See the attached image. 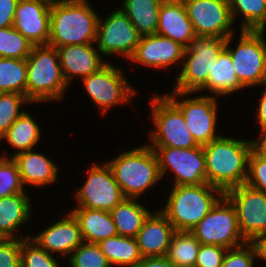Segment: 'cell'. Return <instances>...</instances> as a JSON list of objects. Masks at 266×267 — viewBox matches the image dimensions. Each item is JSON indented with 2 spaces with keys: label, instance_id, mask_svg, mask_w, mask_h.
Wrapping results in <instances>:
<instances>
[{
  "label": "cell",
  "instance_id": "cell-1",
  "mask_svg": "<svg viewBox=\"0 0 266 267\" xmlns=\"http://www.w3.org/2000/svg\"><path fill=\"white\" fill-rule=\"evenodd\" d=\"M207 183L223 193L246 182L250 141L221 137L203 145Z\"/></svg>",
  "mask_w": 266,
  "mask_h": 267
},
{
  "label": "cell",
  "instance_id": "cell-2",
  "mask_svg": "<svg viewBox=\"0 0 266 267\" xmlns=\"http://www.w3.org/2000/svg\"><path fill=\"white\" fill-rule=\"evenodd\" d=\"M99 17L87 0H52L48 45L95 43Z\"/></svg>",
  "mask_w": 266,
  "mask_h": 267
},
{
  "label": "cell",
  "instance_id": "cell-3",
  "mask_svg": "<svg viewBox=\"0 0 266 267\" xmlns=\"http://www.w3.org/2000/svg\"><path fill=\"white\" fill-rule=\"evenodd\" d=\"M26 61L28 100L41 102L61 99L68 84L63 76L57 49L49 45L33 46Z\"/></svg>",
  "mask_w": 266,
  "mask_h": 267
},
{
  "label": "cell",
  "instance_id": "cell-4",
  "mask_svg": "<svg viewBox=\"0 0 266 267\" xmlns=\"http://www.w3.org/2000/svg\"><path fill=\"white\" fill-rule=\"evenodd\" d=\"M224 193L208 183L201 185L173 186L168 202L161 212L173 225L175 231H189L210 212L219 200L213 193Z\"/></svg>",
  "mask_w": 266,
  "mask_h": 267
},
{
  "label": "cell",
  "instance_id": "cell-5",
  "mask_svg": "<svg viewBox=\"0 0 266 267\" xmlns=\"http://www.w3.org/2000/svg\"><path fill=\"white\" fill-rule=\"evenodd\" d=\"M126 198H137L161 178L158 160L150 146L124 152L107 163Z\"/></svg>",
  "mask_w": 266,
  "mask_h": 267
},
{
  "label": "cell",
  "instance_id": "cell-6",
  "mask_svg": "<svg viewBox=\"0 0 266 267\" xmlns=\"http://www.w3.org/2000/svg\"><path fill=\"white\" fill-rule=\"evenodd\" d=\"M225 45L226 39L196 36L185 49L183 60L186 61L177 78L174 91L182 93L199 91L207 83L213 63Z\"/></svg>",
  "mask_w": 266,
  "mask_h": 267
},
{
  "label": "cell",
  "instance_id": "cell-7",
  "mask_svg": "<svg viewBox=\"0 0 266 267\" xmlns=\"http://www.w3.org/2000/svg\"><path fill=\"white\" fill-rule=\"evenodd\" d=\"M264 30H241L237 49H230L232 35L226 39L225 48L231 55L233 68L244 87L266 84V41Z\"/></svg>",
  "mask_w": 266,
  "mask_h": 267
},
{
  "label": "cell",
  "instance_id": "cell-8",
  "mask_svg": "<svg viewBox=\"0 0 266 267\" xmlns=\"http://www.w3.org/2000/svg\"><path fill=\"white\" fill-rule=\"evenodd\" d=\"M191 233L200 244L217 245L230 250L247 242L240 232L236 210L225 195L219 198Z\"/></svg>",
  "mask_w": 266,
  "mask_h": 267
},
{
  "label": "cell",
  "instance_id": "cell-9",
  "mask_svg": "<svg viewBox=\"0 0 266 267\" xmlns=\"http://www.w3.org/2000/svg\"><path fill=\"white\" fill-rule=\"evenodd\" d=\"M156 132L150 136V147L191 148L199 146L186 126L181 110L166 96H155L150 101Z\"/></svg>",
  "mask_w": 266,
  "mask_h": 267
},
{
  "label": "cell",
  "instance_id": "cell-10",
  "mask_svg": "<svg viewBox=\"0 0 266 267\" xmlns=\"http://www.w3.org/2000/svg\"><path fill=\"white\" fill-rule=\"evenodd\" d=\"M158 160L161 178L170 167L175 174V186L207 183L203 146L191 148L151 147ZM159 150V151H158Z\"/></svg>",
  "mask_w": 266,
  "mask_h": 267
},
{
  "label": "cell",
  "instance_id": "cell-11",
  "mask_svg": "<svg viewBox=\"0 0 266 267\" xmlns=\"http://www.w3.org/2000/svg\"><path fill=\"white\" fill-rule=\"evenodd\" d=\"M234 206L243 238L251 242L266 233V194L246 183L224 193Z\"/></svg>",
  "mask_w": 266,
  "mask_h": 267
},
{
  "label": "cell",
  "instance_id": "cell-12",
  "mask_svg": "<svg viewBox=\"0 0 266 267\" xmlns=\"http://www.w3.org/2000/svg\"><path fill=\"white\" fill-rule=\"evenodd\" d=\"M88 172L85 184L76 194L79 207L110 212L126 198L107 163L94 164Z\"/></svg>",
  "mask_w": 266,
  "mask_h": 267
},
{
  "label": "cell",
  "instance_id": "cell-13",
  "mask_svg": "<svg viewBox=\"0 0 266 267\" xmlns=\"http://www.w3.org/2000/svg\"><path fill=\"white\" fill-rule=\"evenodd\" d=\"M184 4L196 36L227 39L233 35L228 0H185Z\"/></svg>",
  "mask_w": 266,
  "mask_h": 267
},
{
  "label": "cell",
  "instance_id": "cell-14",
  "mask_svg": "<svg viewBox=\"0 0 266 267\" xmlns=\"http://www.w3.org/2000/svg\"><path fill=\"white\" fill-rule=\"evenodd\" d=\"M179 95H188L173 91L166 96L181 110L185 123L198 145H206L219 136L215 134L217 121V103L213 97L199 96L196 98L177 101Z\"/></svg>",
  "mask_w": 266,
  "mask_h": 267
},
{
  "label": "cell",
  "instance_id": "cell-15",
  "mask_svg": "<svg viewBox=\"0 0 266 267\" xmlns=\"http://www.w3.org/2000/svg\"><path fill=\"white\" fill-rule=\"evenodd\" d=\"M126 80L118 68L107 63L99 71L83 78V83L93 102L103 112L116 104L129 103L132 95L137 93Z\"/></svg>",
  "mask_w": 266,
  "mask_h": 267
},
{
  "label": "cell",
  "instance_id": "cell-16",
  "mask_svg": "<svg viewBox=\"0 0 266 267\" xmlns=\"http://www.w3.org/2000/svg\"><path fill=\"white\" fill-rule=\"evenodd\" d=\"M140 37L121 9L112 12L104 22L99 18L96 41L102 55L119 53L129 59L138 46Z\"/></svg>",
  "mask_w": 266,
  "mask_h": 267
},
{
  "label": "cell",
  "instance_id": "cell-17",
  "mask_svg": "<svg viewBox=\"0 0 266 267\" xmlns=\"http://www.w3.org/2000/svg\"><path fill=\"white\" fill-rule=\"evenodd\" d=\"M51 2L52 0H19L17 3L12 27L33 46L48 45Z\"/></svg>",
  "mask_w": 266,
  "mask_h": 267
},
{
  "label": "cell",
  "instance_id": "cell-18",
  "mask_svg": "<svg viewBox=\"0 0 266 267\" xmlns=\"http://www.w3.org/2000/svg\"><path fill=\"white\" fill-rule=\"evenodd\" d=\"M185 48L176 41L159 35H143L133 55L129 58L145 66L165 68L184 57Z\"/></svg>",
  "mask_w": 266,
  "mask_h": 267
},
{
  "label": "cell",
  "instance_id": "cell-19",
  "mask_svg": "<svg viewBox=\"0 0 266 267\" xmlns=\"http://www.w3.org/2000/svg\"><path fill=\"white\" fill-rule=\"evenodd\" d=\"M63 76L69 81L76 75L82 78L99 71L107 64L100 59V51L93 48V43L55 47ZM73 76V77H72Z\"/></svg>",
  "mask_w": 266,
  "mask_h": 267
},
{
  "label": "cell",
  "instance_id": "cell-20",
  "mask_svg": "<svg viewBox=\"0 0 266 267\" xmlns=\"http://www.w3.org/2000/svg\"><path fill=\"white\" fill-rule=\"evenodd\" d=\"M31 240L50 254L52 251L64 255L72 253L84 242L80 225L71 212Z\"/></svg>",
  "mask_w": 266,
  "mask_h": 267
},
{
  "label": "cell",
  "instance_id": "cell-21",
  "mask_svg": "<svg viewBox=\"0 0 266 267\" xmlns=\"http://www.w3.org/2000/svg\"><path fill=\"white\" fill-rule=\"evenodd\" d=\"M174 232L173 225L161 211L151 213L135 237L141 256H167Z\"/></svg>",
  "mask_w": 266,
  "mask_h": 267
},
{
  "label": "cell",
  "instance_id": "cell-22",
  "mask_svg": "<svg viewBox=\"0 0 266 267\" xmlns=\"http://www.w3.org/2000/svg\"><path fill=\"white\" fill-rule=\"evenodd\" d=\"M168 37L185 49L196 37L184 3L161 4L157 33Z\"/></svg>",
  "mask_w": 266,
  "mask_h": 267
},
{
  "label": "cell",
  "instance_id": "cell-23",
  "mask_svg": "<svg viewBox=\"0 0 266 267\" xmlns=\"http://www.w3.org/2000/svg\"><path fill=\"white\" fill-rule=\"evenodd\" d=\"M12 158L17 163L23 185L44 186L56 181L58 167L42 154L28 150L17 153Z\"/></svg>",
  "mask_w": 266,
  "mask_h": 267
},
{
  "label": "cell",
  "instance_id": "cell-24",
  "mask_svg": "<svg viewBox=\"0 0 266 267\" xmlns=\"http://www.w3.org/2000/svg\"><path fill=\"white\" fill-rule=\"evenodd\" d=\"M77 219L83 240L99 243L118 235L109 211L78 207L71 212Z\"/></svg>",
  "mask_w": 266,
  "mask_h": 267
},
{
  "label": "cell",
  "instance_id": "cell-25",
  "mask_svg": "<svg viewBox=\"0 0 266 267\" xmlns=\"http://www.w3.org/2000/svg\"><path fill=\"white\" fill-rule=\"evenodd\" d=\"M30 216V203L26 193L0 198V238L21 239L13 233Z\"/></svg>",
  "mask_w": 266,
  "mask_h": 267
},
{
  "label": "cell",
  "instance_id": "cell-26",
  "mask_svg": "<svg viewBox=\"0 0 266 267\" xmlns=\"http://www.w3.org/2000/svg\"><path fill=\"white\" fill-rule=\"evenodd\" d=\"M245 88L236 76L228 50L224 48L213 63L207 83L200 89H207L218 95H227Z\"/></svg>",
  "mask_w": 266,
  "mask_h": 267
},
{
  "label": "cell",
  "instance_id": "cell-27",
  "mask_svg": "<svg viewBox=\"0 0 266 267\" xmlns=\"http://www.w3.org/2000/svg\"><path fill=\"white\" fill-rule=\"evenodd\" d=\"M161 4L159 0H124L121 10L141 36L151 35L157 33Z\"/></svg>",
  "mask_w": 266,
  "mask_h": 267
},
{
  "label": "cell",
  "instance_id": "cell-28",
  "mask_svg": "<svg viewBox=\"0 0 266 267\" xmlns=\"http://www.w3.org/2000/svg\"><path fill=\"white\" fill-rule=\"evenodd\" d=\"M110 214L118 235L135 238L151 213L134 198H125Z\"/></svg>",
  "mask_w": 266,
  "mask_h": 267
},
{
  "label": "cell",
  "instance_id": "cell-29",
  "mask_svg": "<svg viewBox=\"0 0 266 267\" xmlns=\"http://www.w3.org/2000/svg\"><path fill=\"white\" fill-rule=\"evenodd\" d=\"M97 244L111 266L134 267L143 258L134 237L116 235Z\"/></svg>",
  "mask_w": 266,
  "mask_h": 267
},
{
  "label": "cell",
  "instance_id": "cell-30",
  "mask_svg": "<svg viewBox=\"0 0 266 267\" xmlns=\"http://www.w3.org/2000/svg\"><path fill=\"white\" fill-rule=\"evenodd\" d=\"M200 242L189 231H175L167 258L175 267H195Z\"/></svg>",
  "mask_w": 266,
  "mask_h": 267
},
{
  "label": "cell",
  "instance_id": "cell-31",
  "mask_svg": "<svg viewBox=\"0 0 266 267\" xmlns=\"http://www.w3.org/2000/svg\"><path fill=\"white\" fill-rule=\"evenodd\" d=\"M37 123L26 111L12 124L8 132L1 137L21 153L32 150L39 142L40 130Z\"/></svg>",
  "mask_w": 266,
  "mask_h": 267
},
{
  "label": "cell",
  "instance_id": "cell-32",
  "mask_svg": "<svg viewBox=\"0 0 266 267\" xmlns=\"http://www.w3.org/2000/svg\"><path fill=\"white\" fill-rule=\"evenodd\" d=\"M27 61L0 57V93L26 95Z\"/></svg>",
  "mask_w": 266,
  "mask_h": 267
},
{
  "label": "cell",
  "instance_id": "cell-33",
  "mask_svg": "<svg viewBox=\"0 0 266 267\" xmlns=\"http://www.w3.org/2000/svg\"><path fill=\"white\" fill-rule=\"evenodd\" d=\"M231 16L234 21L242 13V30H264L266 27V0H228Z\"/></svg>",
  "mask_w": 266,
  "mask_h": 267
},
{
  "label": "cell",
  "instance_id": "cell-34",
  "mask_svg": "<svg viewBox=\"0 0 266 267\" xmlns=\"http://www.w3.org/2000/svg\"><path fill=\"white\" fill-rule=\"evenodd\" d=\"M33 45L12 26L0 28V57L27 59Z\"/></svg>",
  "mask_w": 266,
  "mask_h": 267
},
{
  "label": "cell",
  "instance_id": "cell-35",
  "mask_svg": "<svg viewBox=\"0 0 266 267\" xmlns=\"http://www.w3.org/2000/svg\"><path fill=\"white\" fill-rule=\"evenodd\" d=\"M30 103L26 95L19 93H0V139L12 124L24 113L20 111L21 103Z\"/></svg>",
  "mask_w": 266,
  "mask_h": 267
},
{
  "label": "cell",
  "instance_id": "cell-36",
  "mask_svg": "<svg viewBox=\"0 0 266 267\" xmlns=\"http://www.w3.org/2000/svg\"><path fill=\"white\" fill-rule=\"evenodd\" d=\"M25 193L17 163L13 158L0 157V198Z\"/></svg>",
  "mask_w": 266,
  "mask_h": 267
},
{
  "label": "cell",
  "instance_id": "cell-37",
  "mask_svg": "<svg viewBox=\"0 0 266 267\" xmlns=\"http://www.w3.org/2000/svg\"><path fill=\"white\" fill-rule=\"evenodd\" d=\"M71 255V267H111L97 243L83 242Z\"/></svg>",
  "mask_w": 266,
  "mask_h": 267
},
{
  "label": "cell",
  "instance_id": "cell-38",
  "mask_svg": "<svg viewBox=\"0 0 266 267\" xmlns=\"http://www.w3.org/2000/svg\"><path fill=\"white\" fill-rule=\"evenodd\" d=\"M31 238L28 236L21 242L20 267H59L54 257Z\"/></svg>",
  "mask_w": 266,
  "mask_h": 267
},
{
  "label": "cell",
  "instance_id": "cell-39",
  "mask_svg": "<svg viewBox=\"0 0 266 267\" xmlns=\"http://www.w3.org/2000/svg\"><path fill=\"white\" fill-rule=\"evenodd\" d=\"M246 246V247H245ZM256 251L251 242L226 250L221 267H254Z\"/></svg>",
  "mask_w": 266,
  "mask_h": 267
},
{
  "label": "cell",
  "instance_id": "cell-40",
  "mask_svg": "<svg viewBox=\"0 0 266 267\" xmlns=\"http://www.w3.org/2000/svg\"><path fill=\"white\" fill-rule=\"evenodd\" d=\"M247 185L266 194V160L251 151L248 159Z\"/></svg>",
  "mask_w": 266,
  "mask_h": 267
},
{
  "label": "cell",
  "instance_id": "cell-41",
  "mask_svg": "<svg viewBox=\"0 0 266 267\" xmlns=\"http://www.w3.org/2000/svg\"><path fill=\"white\" fill-rule=\"evenodd\" d=\"M23 240L0 238V267H20Z\"/></svg>",
  "mask_w": 266,
  "mask_h": 267
},
{
  "label": "cell",
  "instance_id": "cell-42",
  "mask_svg": "<svg viewBox=\"0 0 266 267\" xmlns=\"http://www.w3.org/2000/svg\"><path fill=\"white\" fill-rule=\"evenodd\" d=\"M227 248L201 244L195 267H221Z\"/></svg>",
  "mask_w": 266,
  "mask_h": 267
},
{
  "label": "cell",
  "instance_id": "cell-43",
  "mask_svg": "<svg viewBox=\"0 0 266 267\" xmlns=\"http://www.w3.org/2000/svg\"><path fill=\"white\" fill-rule=\"evenodd\" d=\"M19 0H0V28L13 26L14 14Z\"/></svg>",
  "mask_w": 266,
  "mask_h": 267
},
{
  "label": "cell",
  "instance_id": "cell-44",
  "mask_svg": "<svg viewBox=\"0 0 266 267\" xmlns=\"http://www.w3.org/2000/svg\"><path fill=\"white\" fill-rule=\"evenodd\" d=\"M134 267H175L167 258L161 257H143Z\"/></svg>",
  "mask_w": 266,
  "mask_h": 267
},
{
  "label": "cell",
  "instance_id": "cell-45",
  "mask_svg": "<svg viewBox=\"0 0 266 267\" xmlns=\"http://www.w3.org/2000/svg\"><path fill=\"white\" fill-rule=\"evenodd\" d=\"M251 243L255 248L256 256L266 261V233L256 236Z\"/></svg>",
  "mask_w": 266,
  "mask_h": 267
},
{
  "label": "cell",
  "instance_id": "cell-46",
  "mask_svg": "<svg viewBox=\"0 0 266 267\" xmlns=\"http://www.w3.org/2000/svg\"><path fill=\"white\" fill-rule=\"evenodd\" d=\"M262 136V137H261ZM260 140L251 141L252 151L262 159L266 160V131H261Z\"/></svg>",
  "mask_w": 266,
  "mask_h": 267
},
{
  "label": "cell",
  "instance_id": "cell-47",
  "mask_svg": "<svg viewBox=\"0 0 266 267\" xmlns=\"http://www.w3.org/2000/svg\"><path fill=\"white\" fill-rule=\"evenodd\" d=\"M261 94L263 96L259 99L260 104L257 113L261 131H266V89Z\"/></svg>",
  "mask_w": 266,
  "mask_h": 267
},
{
  "label": "cell",
  "instance_id": "cell-48",
  "mask_svg": "<svg viewBox=\"0 0 266 267\" xmlns=\"http://www.w3.org/2000/svg\"><path fill=\"white\" fill-rule=\"evenodd\" d=\"M162 4L184 3L185 0H159Z\"/></svg>",
  "mask_w": 266,
  "mask_h": 267
}]
</instances>
